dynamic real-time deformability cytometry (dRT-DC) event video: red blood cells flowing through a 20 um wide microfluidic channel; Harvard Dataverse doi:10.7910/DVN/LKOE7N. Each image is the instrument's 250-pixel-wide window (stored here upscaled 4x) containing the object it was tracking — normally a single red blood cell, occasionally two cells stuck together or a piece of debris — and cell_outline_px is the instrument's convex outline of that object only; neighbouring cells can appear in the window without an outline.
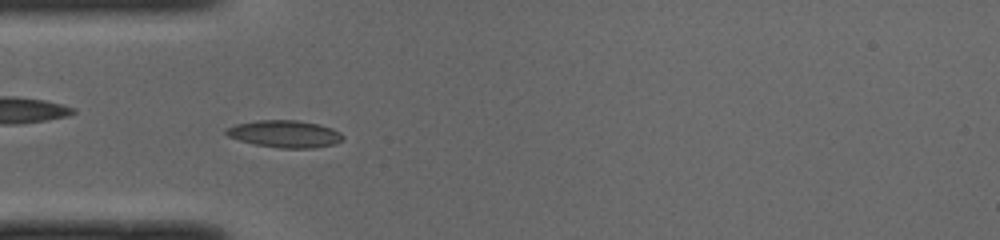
{"species": "common noctule bat (a hibernating species)", "species_latin": "Nyctalus noctula", "temperature_condition": "cold", "stored_images_in_passage": 34, "camera_frame_rate_fps": 3000, "um_per_image_px": 0.085, "animal": {"sex": "male", "body_mass_g": 19.0, "forearm_length_mm": 50.8}, "frame": {"image": 1, "passage_image": 5, "time_ms": 1.333, "image_size_px": [1000, 240], "cell_outline_px": [[344, 140], [336, 144], [312, 148], [280, 148], [256, 144], [240, 140], [228, 136], [224, 132], [224, 128], [236, 124], [256, 120], [296, 120], [320, 124], [332, 128], [340, 132], [344, 136]], "centroid_in_image_um": [24.23, 11.37], "position_along_channel_um": 60.8, "area_um2": 18.61}}
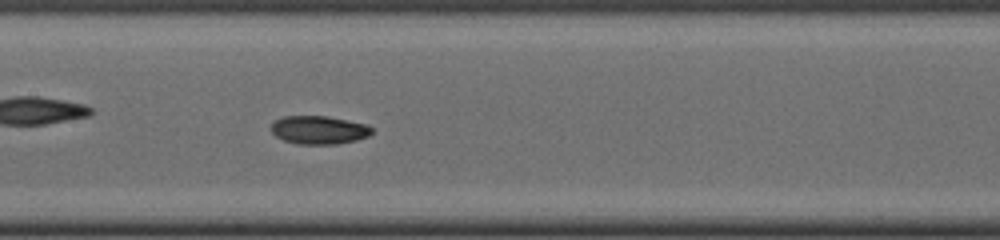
{"frame": {"image": 2, "passage_image": 14, "time_ms": 4.333, "image_size_px": [1000, 240], "cell_outline_px": [[372, 132], [368, 136], [356, 140], [336, 144], [296, 144], [284, 140], [276, 136], [268, 128], [276, 120], [284, 116], [328, 116], [368, 124], [372, 128]], "centroid_in_image_um": [27.1, 11.04], "position_along_channel_um": 180.3, "area_um2": 16.7}}
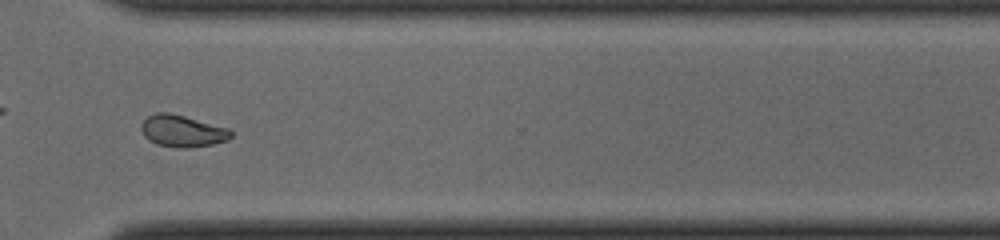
{"frame": {"image": 3, "passage_image": 27, "time_ms": 8.667, "image_size_px": [1000, 240], "cell_outline_px": [[232, 136], [228, 140], [212, 144], [188, 148], [180, 148], [156, 144], [148, 140], [144, 136], [140, 128], [140, 124], [148, 116], [156, 112], [168, 112], [184, 116], [228, 128], [232, 132]], "centroid_in_image_um": [15.47, 11.14], "position_along_channel_um": 355.1, "area_um2": 16.65}, "authors_computed_cell_mechanics": {"area_um2": 16.9354, "velocity_mm_per_s": 4.0148, "shape_relaxation_time_tau1_ms": null, "shape_relaxation_time_tau2_ms": 4.3151, "deformation_change_tau1": null, "deformation_change_tau2": 0.0916}}